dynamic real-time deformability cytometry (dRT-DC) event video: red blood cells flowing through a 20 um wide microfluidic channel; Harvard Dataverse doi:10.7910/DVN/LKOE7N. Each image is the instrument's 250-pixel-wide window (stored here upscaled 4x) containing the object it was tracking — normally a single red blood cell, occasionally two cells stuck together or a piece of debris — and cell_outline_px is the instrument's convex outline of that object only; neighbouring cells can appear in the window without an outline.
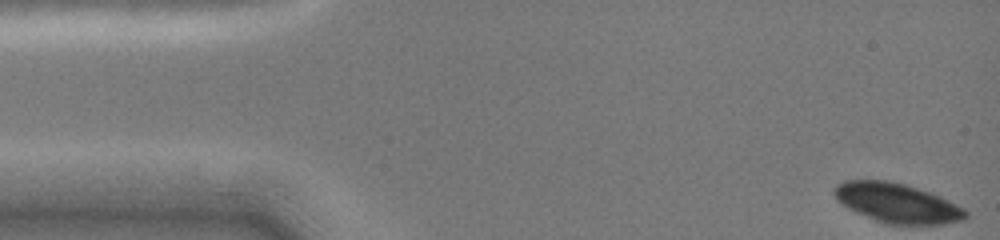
{"species": "common noctule bat (a hibernating species)", "species_latin": "Nyctalus noctula", "temperature_condition": "cold", "stored_images_in_passage": 57, "camera_frame_rate_fps": 3000, "um_per_image_px": 0.085, "animal": {"sex": "female", "body_mass_g": 19.0, "forearm_length_mm": 51.5}, "frame": {"image": 1, "passage_image": 1, "time_ms": 0.0, "image_size_px": [1000, 240], "cell_outline_px": [[968, 216], [964, 220], [944, 224], [884, 224], [856, 212], [840, 204], [836, 200], [832, 192], [832, 188], [836, 184], [844, 180], [888, 180], [904, 184], [940, 196], [964, 208], [968, 212]], "centroid_in_image_um": [76.21, 17.25], "position_along_channel_um": 8.8, "area_um2": 30.46}}
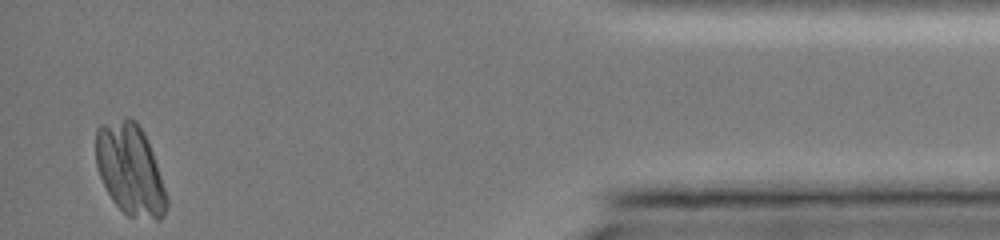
{"frame": {"image": 2, "passage_image": 57, "time_ms": 14.667, "image_size_px": [1000, 240], "cell_outline_px": [[168, 204], [164, 216], [160, 220], [156, 220], [128, 216], [112, 200], [100, 176], [96, 164], [96, 128], [100, 124], [128, 116], [136, 120], [144, 132], [152, 152], [168, 200]], "centroid_in_image_um": [11.05, 14.39], "position_along_channel_um": 424.1, "area_um2": 37.51}}